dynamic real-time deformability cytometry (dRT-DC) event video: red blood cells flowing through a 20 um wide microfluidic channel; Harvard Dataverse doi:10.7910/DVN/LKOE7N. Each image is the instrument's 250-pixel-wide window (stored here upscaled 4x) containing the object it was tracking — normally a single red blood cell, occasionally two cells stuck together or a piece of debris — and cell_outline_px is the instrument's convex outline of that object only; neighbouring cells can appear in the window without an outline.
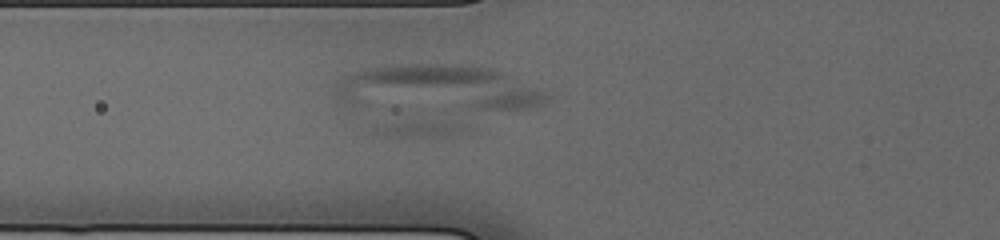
{"species": "human", "species_latin": "Homo sapiens", "temperature_condition": "cold", "stored_images_in_passage": 28, "camera_frame_rate_fps": 3000, "um_per_image_px": 0.085, "donor": {"sex": "male"}, "frame": {"image": 1, "passage_image": 14, "time_ms": 3.333, "image_size_px": [1000, 240], "cell_outline_px": [[552, 96], [540, 104], [528, 108], [476, 108], [344, 104], [336, 92], [336, 84], [340, 80], [364, 68], [396, 64], [464, 64], [488, 68], [500, 72], [544, 92]], "centroid_in_image_um": [37.18, 7.43], "position_along_channel_um": 88.6, "area_um2": 54.27}}